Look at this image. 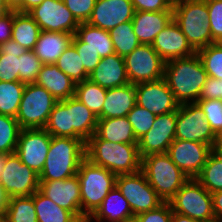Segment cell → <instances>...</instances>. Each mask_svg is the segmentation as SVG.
Listing matches in <instances>:
<instances>
[{"mask_svg": "<svg viewBox=\"0 0 222 222\" xmlns=\"http://www.w3.org/2000/svg\"><path fill=\"white\" fill-rule=\"evenodd\" d=\"M98 117L75 97L57 101L44 129L51 136L82 139L95 134Z\"/></svg>", "mask_w": 222, "mask_h": 222, "instance_id": "cell-1", "label": "cell"}, {"mask_svg": "<svg viewBox=\"0 0 222 222\" xmlns=\"http://www.w3.org/2000/svg\"><path fill=\"white\" fill-rule=\"evenodd\" d=\"M207 78L197 52L190 57L165 62L164 80L179 104L196 103Z\"/></svg>", "mask_w": 222, "mask_h": 222, "instance_id": "cell-2", "label": "cell"}, {"mask_svg": "<svg viewBox=\"0 0 222 222\" xmlns=\"http://www.w3.org/2000/svg\"><path fill=\"white\" fill-rule=\"evenodd\" d=\"M86 159L116 176L141 171L142 158L137 144L113 143L94 134L86 143Z\"/></svg>", "mask_w": 222, "mask_h": 222, "instance_id": "cell-3", "label": "cell"}, {"mask_svg": "<svg viewBox=\"0 0 222 222\" xmlns=\"http://www.w3.org/2000/svg\"><path fill=\"white\" fill-rule=\"evenodd\" d=\"M86 158L85 142L82 139L52 136L49 152L40 181L64 180L77 174Z\"/></svg>", "mask_w": 222, "mask_h": 222, "instance_id": "cell-4", "label": "cell"}, {"mask_svg": "<svg viewBox=\"0 0 222 222\" xmlns=\"http://www.w3.org/2000/svg\"><path fill=\"white\" fill-rule=\"evenodd\" d=\"M80 184L82 217L92 216L116 186V175L84 159L77 172Z\"/></svg>", "mask_w": 222, "mask_h": 222, "instance_id": "cell-5", "label": "cell"}, {"mask_svg": "<svg viewBox=\"0 0 222 222\" xmlns=\"http://www.w3.org/2000/svg\"><path fill=\"white\" fill-rule=\"evenodd\" d=\"M141 171L164 202H169L189 180L167 153L149 154L142 157Z\"/></svg>", "mask_w": 222, "mask_h": 222, "instance_id": "cell-6", "label": "cell"}, {"mask_svg": "<svg viewBox=\"0 0 222 222\" xmlns=\"http://www.w3.org/2000/svg\"><path fill=\"white\" fill-rule=\"evenodd\" d=\"M172 9L173 20L196 52L214 43L210 33L206 2H181Z\"/></svg>", "mask_w": 222, "mask_h": 222, "instance_id": "cell-7", "label": "cell"}, {"mask_svg": "<svg viewBox=\"0 0 222 222\" xmlns=\"http://www.w3.org/2000/svg\"><path fill=\"white\" fill-rule=\"evenodd\" d=\"M57 100L42 86L26 84L16 115L22 129H44Z\"/></svg>", "mask_w": 222, "mask_h": 222, "instance_id": "cell-8", "label": "cell"}, {"mask_svg": "<svg viewBox=\"0 0 222 222\" xmlns=\"http://www.w3.org/2000/svg\"><path fill=\"white\" fill-rule=\"evenodd\" d=\"M172 211L202 222L215 220L212 194L195 178L189 179L169 201Z\"/></svg>", "mask_w": 222, "mask_h": 222, "instance_id": "cell-9", "label": "cell"}, {"mask_svg": "<svg viewBox=\"0 0 222 222\" xmlns=\"http://www.w3.org/2000/svg\"><path fill=\"white\" fill-rule=\"evenodd\" d=\"M175 139L196 141L216 148L219 138L207 123L197 103L180 104L177 110Z\"/></svg>", "mask_w": 222, "mask_h": 222, "instance_id": "cell-10", "label": "cell"}, {"mask_svg": "<svg viewBox=\"0 0 222 222\" xmlns=\"http://www.w3.org/2000/svg\"><path fill=\"white\" fill-rule=\"evenodd\" d=\"M116 186L128 201L134 216L154 210L164 203L142 171L118 175Z\"/></svg>", "mask_w": 222, "mask_h": 222, "instance_id": "cell-11", "label": "cell"}, {"mask_svg": "<svg viewBox=\"0 0 222 222\" xmlns=\"http://www.w3.org/2000/svg\"><path fill=\"white\" fill-rule=\"evenodd\" d=\"M0 184L9 196H31L39 190V175L21 162L16 153L5 154V164L0 173Z\"/></svg>", "mask_w": 222, "mask_h": 222, "instance_id": "cell-12", "label": "cell"}, {"mask_svg": "<svg viewBox=\"0 0 222 222\" xmlns=\"http://www.w3.org/2000/svg\"><path fill=\"white\" fill-rule=\"evenodd\" d=\"M127 77L131 84L164 78L165 61L152 45L140 44L124 57Z\"/></svg>", "mask_w": 222, "mask_h": 222, "instance_id": "cell-13", "label": "cell"}, {"mask_svg": "<svg viewBox=\"0 0 222 222\" xmlns=\"http://www.w3.org/2000/svg\"><path fill=\"white\" fill-rule=\"evenodd\" d=\"M27 13L34 19L41 31L75 34L80 25L62 0H44Z\"/></svg>", "mask_w": 222, "mask_h": 222, "instance_id": "cell-14", "label": "cell"}, {"mask_svg": "<svg viewBox=\"0 0 222 222\" xmlns=\"http://www.w3.org/2000/svg\"><path fill=\"white\" fill-rule=\"evenodd\" d=\"M52 136L45 129H22L16 155L21 162L40 175L43 170Z\"/></svg>", "mask_w": 222, "mask_h": 222, "instance_id": "cell-15", "label": "cell"}, {"mask_svg": "<svg viewBox=\"0 0 222 222\" xmlns=\"http://www.w3.org/2000/svg\"><path fill=\"white\" fill-rule=\"evenodd\" d=\"M213 151L210 145L196 141L174 139L167 154L174 164L189 178H196L206 164L209 154Z\"/></svg>", "mask_w": 222, "mask_h": 222, "instance_id": "cell-16", "label": "cell"}, {"mask_svg": "<svg viewBox=\"0 0 222 222\" xmlns=\"http://www.w3.org/2000/svg\"><path fill=\"white\" fill-rule=\"evenodd\" d=\"M136 104L155 115L177 112L179 103L164 78L135 84Z\"/></svg>", "mask_w": 222, "mask_h": 222, "instance_id": "cell-17", "label": "cell"}, {"mask_svg": "<svg viewBox=\"0 0 222 222\" xmlns=\"http://www.w3.org/2000/svg\"><path fill=\"white\" fill-rule=\"evenodd\" d=\"M176 120L177 112L156 115L152 128L138 139L141 158L149 154L167 153L175 139Z\"/></svg>", "mask_w": 222, "mask_h": 222, "instance_id": "cell-18", "label": "cell"}, {"mask_svg": "<svg viewBox=\"0 0 222 222\" xmlns=\"http://www.w3.org/2000/svg\"><path fill=\"white\" fill-rule=\"evenodd\" d=\"M39 191L54 203L82 218L79 178L76 175L64 180L40 181Z\"/></svg>", "mask_w": 222, "mask_h": 222, "instance_id": "cell-19", "label": "cell"}, {"mask_svg": "<svg viewBox=\"0 0 222 222\" xmlns=\"http://www.w3.org/2000/svg\"><path fill=\"white\" fill-rule=\"evenodd\" d=\"M135 10L131 0H96L87 23L106 31L132 21Z\"/></svg>", "mask_w": 222, "mask_h": 222, "instance_id": "cell-20", "label": "cell"}, {"mask_svg": "<svg viewBox=\"0 0 222 222\" xmlns=\"http://www.w3.org/2000/svg\"><path fill=\"white\" fill-rule=\"evenodd\" d=\"M151 45L165 62L190 57L196 53L188 43L179 25L173 19L155 37Z\"/></svg>", "mask_w": 222, "mask_h": 222, "instance_id": "cell-21", "label": "cell"}, {"mask_svg": "<svg viewBox=\"0 0 222 222\" xmlns=\"http://www.w3.org/2000/svg\"><path fill=\"white\" fill-rule=\"evenodd\" d=\"M88 79L105 89L121 87L130 83L126 73L124 57L116 53L101 58Z\"/></svg>", "mask_w": 222, "mask_h": 222, "instance_id": "cell-22", "label": "cell"}, {"mask_svg": "<svg viewBox=\"0 0 222 222\" xmlns=\"http://www.w3.org/2000/svg\"><path fill=\"white\" fill-rule=\"evenodd\" d=\"M172 19L173 11H135L132 19L134 34L141 44L151 45Z\"/></svg>", "mask_w": 222, "mask_h": 222, "instance_id": "cell-23", "label": "cell"}, {"mask_svg": "<svg viewBox=\"0 0 222 222\" xmlns=\"http://www.w3.org/2000/svg\"><path fill=\"white\" fill-rule=\"evenodd\" d=\"M35 83L49 91L57 101H63L75 95L76 83L56 64H43Z\"/></svg>", "mask_w": 222, "mask_h": 222, "instance_id": "cell-24", "label": "cell"}, {"mask_svg": "<svg viewBox=\"0 0 222 222\" xmlns=\"http://www.w3.org/2000/svg\"><path fill=\"white\" fill-rule=\"evenodd\" d=\"M136 105L135 84L128 83L121 87L107 89L102 112L98 119L124 117Z\"/></svg>", "mask_w": 222, "mask_h": 222, "instance_id": "cell-25", "label": "cell"}, {"mask_svg": "<svg viewBox=\"0 0 222 222\" xmlns=\"http://www.w3.org/2000/svg\"><path fill=\"white\" fill-rule=\"evenodd\" d=\"M71 44L74 47H90L98 52L100 58L115 53L109 31L94 27L87 22L80 23Z\"/></svg>", "mask_w": 222, "mask_h": 222, "instance_id": "cell-26", "label": "cell"}, {"mask_svg": "<svg viewBox=\"0 0 222 222\" xmlns=\"http://www.w3.org/2000/svg\"><path fill=\"white\" fill-rule=\"evenodd\" d=\"M91 217L94 222H129L134 219L128 201L117 186L108 193Z\"/></svg>", "mask_w": 222, "mask_h": 222, "instance_id": "cell-27", "label": "cell"}, {"mask_svg": "<svg viewBox=\"0 0 222 222\" xmlns=\"http://www.w3.org/2000/svg\"><path fill=\"white\" fill-rule=\"evenodd\" d=\"M73 36L68 32L41 31L33 51L43 64H55L71 45Z\"/></svg>", "mask_w": 222, "mask_h": 222, "instance_id": "cell-28", "label": "cell"}, {"mask_svg": "<svg viewBox=\"0 0 222 222\" xmlns=\"http://www.w3.org/2000/svg\"><path fill=\"white\" fill-rule=\"evenodd\" d=\"M95 134L100 139L113 143L137 144L138 142L127 116L98 119Z\"/></svg>", "mask_w": 222, "mask_h": 222, "instance_id": "cell-29", "label": "cell"}, {"mask_svg": "<svg viewBox=\"0 0 222 222\" xmlns=\"http://www.w3.org/2000/svg\"><path fill=\"white\" fill-rule=\"evenodd\" d=\"M26 51L13 39L0 44V81H19V56Z\"/></svg>", "mask_w": 222, "mask_h": 222, "instance_id": "cell-30", "label": "cell"}, {"mask_svg": "<svg viewBox=\"0 0 222 222\" xmlns=\"http://www.w3.org/2000/svg\"><path fill=\"white\" fill-rule=\"evenodd\" d=\"M41 28L27 12L14 11L12 39L26 50H33Z\"/></svg>", "mask_w": 222, "mask_h": 222, "instance_id": "cell-31", "label": "cell"}, {"mask_svg": "<svg viewBox=\"0 0 222 222\" xmlns=\"http://www.w3.org/2000/svg\"><path fill=\"white\" fill-rule=\"evenodd\" d=\"M38 222H76L78 219L68 210L63 209L39 190L31 195Z\"/></svg>", "mask_w": 222, "mask_h": 222, "instance_id": "cell-32", "label": "cell"}, {"mask_svg": "<svg viewBox=\"0 0 222 222\" xmlns=\"http://www.w3.org/2000/svg\"><path fill=\"white\" fill-rule=\"evenodd\" d=\"M195 179L211 194L222 191V155L216 149L209 154L206 164Z\"/></svg>", "mask_w": 222, "mask_h": 222, "instance_id": "cell-33", "label": "cell"}, {"mask_svg": "<svg viewBox=\"0 0 222 222\" xmlns=\"http://www.w3.org/2000/svg\"><path fill=\"white\" fill-rule=\"evenodd\" d=\"M106 92L107 89L87 79L76 83L74 97L98 116L102 112Z\"/></svg>", "mask_w": 222, "mask_h": 222, "instance_id": "cell-34", "label": "cell"}, {"mask_svg": "<svg viewBox=\"0 0 222 222\" xmlns=\"http://www.w3.org/2000/svg\"><path fill=\"white\" fill-rule=\"evenodd\" d=\"M25 85L20 81H0V114L16 118Z\"/></svg>", "mask_w": 222, "mask_h": 222, "instance_id": "cell-35", "label": "cell"}, {"mask_svg": "<svg viewBox=\"0 0 222 222\" xmlns=\"http://www.w3.org/2000/svg\"><path fill=\"white\" fill-rule=\"evenodd\" d=\"M109 33L114 51L119 56L125 57L141 44L134 34L132 21L119 24L111 29Z\"/></svg>", "mask_w": 222, "mask_h": 222, "instance_id": "cell-36", "label": "cell"}, {"mask_svg": "<svg viewBox=\"0 0 222 222\" xmlns=\"http://www.w3.org/2000/svg\"><path fill=\"white\" fill-rule=\"evenodd\" d=\"M5 214L7 222H38L32 196L9 198Z\"/></svg>", "mask_w": 222, "mask_h": 222, "instance_id": "cell-37", "label": "cell"}, {"mask_svg": "<svg viewBox=\"0 0 222 222\" xmlns=\"http://www.w3.org/2000/svg\"><path fill=\"white\" fill-rule=\"evenodd\" d=\"M55 64L75 83L82 82L89 78V74L84 69L80 56L72 44L62 53Z\"/></svg>", "mask_w": 222, "mask_h": 222, "instance_id": "cell-38", "label": "cell"}, {"mask_svg": "<svg viewBox=\"0 0 222 222\" xmlns=\"http://www.w3.org/2000/svg\"><path fill=\"white\" fill-rule=\"evenodd\" d=\"M21 130L15 117L0 114V154L15 153Z\"/></svg>", "mask_w": 222, "mask_h": 222, "instance_id": "cell-39", "label": "cell"}, {"mask_svg": "<svg viewBox=\"0 0 222 222\" xmlns=\"http://www.w3.org/2000/svg\"><path fill=\"white\" fill-rule=\"evenodd\" d=\"M208 77L222 80V43H213L197 51Z\"/></svg>", "mask_w": 222, "mask_h": 222, "instance_id": "cell-40", "label": "cell"}, {"mask_svg": "<svg viewBox=\"0 0 222 222\" xmlns=\"http://www.w3.org/2000/svg\"><path fill=\"white\" fill-rule=\"evenodd\" d=\"M127 118L138 140L152 128L156 115L136 104L127 114Z\"/></svg>", "mask_w": 222, "mask_h": 222, "instance_id": "cell-41", "label": "cell"}, {"mask_svg": "<svg viewBox=\"0 0 222 222\" xmlns=\"http://www.w3.org/2000/svg\"><path fill=\"white\" fill-rule=\"evenodd\" d=\"M203 110L205 119L214 134L222 137V100L204 99L196 102Z\"/></svg>", "mask_w": 222, "mask_h": 222, "instance_id": "cell-42", "label": "cell"}, {"mask_svg": "<svg viewBox=\"0 0 222 222\" xmlns=\"http://www.w3.org/2000/svg\"><path fill=\"white\" fill-rule=\"evenodd\" d=\"M43 63L33 50H27L19 56V81L25 84L35 83Z\"/></svg>", "mask_w": 222, "mask_h": 222, "instance_id": "cell-43", "label": "cell"}, {"mask_svg": "<svg viewBox=\"0 0 222 222\" xmlns=\"http://www.w3.org/2000/svg\"><path fill=\"white\" fill-rule=\"evenodd\" d=\"M210 33L214 43H222V0H207Z\"/></svg>", "mask_w": 222, "mask_h": 222, "instance_id": "cell-44", "label": "cell"}, {"mask_svg": "<svg viewBox=\"0 0 222 222\" xmlns=\"http://www.w3.org/2000/svg\"><path fill=\"white\" fill-rule=\"evenodd\" d=\"M172 207L164 202L158 208L134 216L133 222H172Z\"/></svg>", "mask_w": 222, "mask_h": 222, "instance_id": "cell-45", "label": "cell"}, {"mask_svg": "<svg viewBox=\"0 0 222 222\" xmlns=\"http://www.w3.org/2000/svg\"><path fill=\"white\" fill-rule=\"evenodd\" d=\"M79 23H86L92 14L96 0H62Z\"/></svg>", "mask_w": 222, "mask_h": 222, "instance_id": "cell-46", "label": "cell"}, {"mask_svg": "<svg viewBox=\"0 0 222 222\" xmlns=\"http://www.w3.org/2000/svg\"><path fill=\"white\" fill-rule=\"evenodd\" d=\"M80 59L83 63L84 69L90 75L96 68L101 58L95 50L90 47H75Z\"/></svg>", "mask_w": 222, "mask_h": 222, "instance_id": "cell-47", "label": "cell"}, {"mask_svg": "<svg viewBox=\"0 0 222 222\" xmlns=\"http://www.w3.org/2000/svg\"><path fill=\"white\" fill-rule=\"evenodd\" d=\"M218 99L222 100V80L208 77L203 85L199 100Z\"/></svg>", "mask_w": 222, "mask_h": 222, "instance_id": "cell-48", "label": "cell"}, {"mask_svg": "<svg viewBox=\"0 0 222 222\" xmlns=\"http://www.w3.org/2000/svg\"><path fill=\"white\" fill-rule=\"evenodd\" d=\"M135 11H173L165 0H131Z\"/></svg>", "mask_w": 222, "mask_h": 222, "instance_id": "cell-49", "label": "cell"}, {"mask_svg": "<svg viewBox=\"0 0 222 222\" xmlns=\"http://www.w3.org/2000/svg\"><path fill=\"white\" fill-rule=\"evenodd\" d=\"M13 20L14 11H10L6 16L0 19V44L12 39Z\"/></svg>", "mask_w": 222, "mask_h": 222, "instance_id": "cell-50", "label": "cell"}, {"mask_svg": "<svg viewBox=\"0 0 222 222\" xmlns=\"http://www.w3.org/2000/svg\"><path fill=\"white\" fill-rule=\"evenodd\" d=\"M215 218L222 220V191L212 193Z\"/></svg>", "mask_w": 222, "mask_h": 222, "instance_id": "cell-51", "label": "cell"}, {"mask_svg": "<svg viewBox=\"0 0 222 222\" xmlns=\"http://www.w3.org/2000/svg\"><path fill=\"white\" fill-rule=\"evenodd\" d=\"M6 6L11 11L24 12V0H5Z\"/></svg>", "mask_w": 222, "mask_h": 222, "instance_id": "cell-52", "label": "cell"}, {"mask_svg": "<svg viewBox=\"0 0 222 222\" xmlns=\"http://www.w3.org/2000/svg\"><path fill=\"white\" fill-rule=\"evenodd\" d=\"M9 196L4 191L2 185L0 184V213H5L8 206Z\"/></svg>", "mask_w": 222, "mask_h": 222, "instance_id": "cell-53", "label": "cell"}, {"mask_svg": "<svg viewBox=\"0 0 222 222\" xmlns=\"http://www.w3.org/2000/svg\"><path fill=\"white\" fill-rule=\"evenodd\" d=\"M172 222H202V221L197 220V219H192L188 216L173 212L172 213Z\"/></svg>", "mask_w": 222, "mask_h": 222, "instance_id": "cell-54", "label": "cell"}, {"mask_svg": "<svg viewBox=\"0 0 222 222\" xmlns=\"http://www.w3.org/2000/svg\"><path fill=\"white\" fill-rule=\"evenodd\" d=\"M44 0H24V12H28L33 7L40 5Z\"/></svg>", "mask_w": 222, "mask_h": 222, "instance_id": "cell-55", "label": "cell"}, {"mask_svg": "<svg viewBox=\"0 0 222 222\" xmlns=\"http://www.w3.org/2000/svg\"><path fill=\"white\" fill-rule=\"evenodd\" d=\"M11 10L6 6L5 0H0V19L6 16Z\"/></svg>", "mask_w": 222, "mask_h": 222, "instance_id": "cell-56", "label": "cell"}, {"mask_svg": "<svg viewBox=\"0 0 222 222\" xmlns=\"http://www.w3.org/2000/svg\"><path fill=\"white\" fill-rule=\"evenodd\" d=\"M167 4L173 8L181 3V0H165Z\"/></svg>", "mask_w": 222, "mask_h": 222, "instance_id": "cell-57", "label": "cell"}, {"mask_svg": "<svg viewBox=\"0 0 222 222\" xmlns=\"http://www.w3.org/2000/svg\"><path fill=\"white\" fill-rule=\"evenodd\" d=\"M5 164V154H0V173L3 171Z\"/></svg>", "mask_w": 222, "mask_h": 222, "instance_id": "cell-58", "label": "cell"}, {"mask_svg": "<svg viewBox=\"0 0 222 222\" xmlns=\"http://www.w3.org/2000/svg\"><path fill=\"white\" fill-rule=\"evenodd\" d=\"M78 222H94V220L91 216H85L78 219Z\"/></svg>", "mask_w": 222, "mask_h": 222, "instance_id": "cell-59", "label": "cell"}, {"mask_svg": "<svg viewBox=\"0 0 222 222\" xmlns=\"http://www.w3.org/2000/svg\"><path fill=\"white\" fill-rule=\"evenodd\" d=\"M215 149L222 155V142H217Z\"/></svg>", "mask_w": 222, "mask_h": 222, "instance_id": "cell-60", "label": "cell"}, {"mask_svg": "<svg viewBox=\"0 0 222 222\" xmlns=\"http://www.w3.org/2000/svg\"><path fill=\"white\" fill-rule=\"evenodd\" d=\"M0 222H7L6 214L0 213Z\"/></svg>", "mask_w": 222, "mask_h": 222, "instance_id": "cell-61", "label": "cell"}, {"mask_svg": "<svg viewBox=\"0 0 222 222\" xmlns=\"http://www.w3.org/2000/svg\"><path fill=\"white\" fill-rule=\"evenodd\" d=\"M197 1L206 2L207 0H181V2H197Z\"/></svg>", "mask_w": 222, "mask_h": 222, "instance_id": "cell-62", "label": "cell"}, {"mask_svg": "<svg viewBox=\"0 0 222 222\" xmlns=\"http://www.w3.org/2000/svg\"><path fill=\"white\" fill-rule=\"evenodd\" d=\"M209 222H222V220L215 219V220H212V221H209Z\"/></svg>", "mask_w": 222, "mask_h": 222, "instance_id": "cell-63", "label": "cell"}, {"mask_svg": "<svg viewBox=\"0 0 222 222\" xmlns=\"http://www.w3.org/2000/svg\"><path fill=\"white\" fill-rule=\"evenodd\" d=\"M218 142H222V137L219 138Z\"/></svg>", "mask_w": 222, "mask_h": 222, "instance_id": "cell-64", "label": "cell"}]
</instances>
